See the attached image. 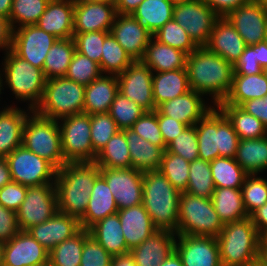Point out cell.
Returning a JSON list of instances; mask_svg holds the SVG:
<instances>
[{
    "mask_svg": "<svg viewBox=\"0 0 267 266\" xmlns=\"http://www.w3.org/2000/svg\"><path fill=\"white\" fill-rule=\"evenodd\" d=\"M189 87L201 95L212 94L216 107L225 100L232 87L233 65L206 46L187 55Z\"/></svg>",
    "mask_w": 267,
    "mask_h": 266,
    "instance_id": "1",
    "label": "cell"
},
{
    "mask_svg": "<svg viewBox=\"0 0 267 266\" xmlns=\"http://www.w3.org/2000/svg\"><path fill=\"white\" fill-rule=\"evenodd\" d=\"M100 167L96 163H66L57 171L58 211L80 219L86 212Z\"/></svg>",
    "mask_w": 267,
    "mask_h": 266,
    "instance_id": "2",
    "label": "cell"
},
{
    "mask_svg": "<svg viewBox=\"0 0 267 266\" xmlns=\"http://www.w3.org/2000/svg\"><path fill=\"white\" fill-rule=\"evenodd\" d=\"M180 194L160 170L143 172L142 205L157 230L176 234Z\"/></svg>",
    "mask_w": 267,
    "mask_h": 266,
    "instance_id": "3",
    "label": "cell"
},
{
    "mask_svg": "<svg viewBox=\"0 0 267 266\" xmlns=\"http://www.w3.org/2000/svg\"><path fill=\"white\" fill-rule=\"evenodd\" d=\"M216 240L222 266H252L261 258L263 238L250 217L224 224Z\"/></svg>",
    "mask_w": 267,
    "mask_h": 266,
    "instance_id": "4",
    "label": "cell"
},
{
    "mask_svg": "<svg viewBox=\"0 0 267 266\" xmlns=\"http://www.w3.org/2000/svg\"><path fill=\"white\" fill-rule=\"evenodd\" d=\"M195 128L199 159L211 162L219 157L235 158L240 139L231 121L218 107H213Z\"/></svg>",
    "mask_w": 267,
    "mask_h": 266,
    "instance_id": "5",
    "label": "cell"
},
{
    "mask_svg": "<svg viewBox=\"0 0 267 266\" xmlns=\"http://www.w3.org/2000/svg\"><path fill=\"white\" fill-rule=\"evenodd\" d=\"M32 113L33 116L28 115L24 123L22 145L59 170L66 164L62 152L60 122L40 116L35 111Z\"/></svg>",
    "mask_w": 267,
    "mask_h": 266,
    "instance_id": "6",
    "label": "cell"
},
{
    "mask_svg": "<svg viewBox=\"0 0 267 266\" xmlns=\"http://www.w3.org/2000/svg\"><path fill=\"white\" fill-rule=\"evenodd\" d=\"M85 86L66 77L46 81L42 101L34 110L45 118L60 120L82 113L84 110Z\"/></svg>",
    "mask_w": 267,
    "mask_h": 266,
    "instance_id": "7",
    "label": "cell"
},
{
    "mask_svg": "<svg viewBox=\"0 0 267 266\" xmlns=\"http://www.w3.org/2000/svg\"><path fill=\"white\" fill-rule=\"evenodd\" d=\"M224 224L217 215L211 198L181 192L177 235L217 237Z\"/></svg>",
    "mask_w": 267,
    "mask_h": 266,
    "instance_id": "8",
    "label": "cell"
},
{
    "mask_svg": "<svg viewBox=\"0 0 267 266\" xmlns=\"http://www.w3.org/2000/svg\"><path fill=\"white\" fill-rule=\"evenodd\" d=\"M4 74L7 85L16 99L29 100L30 111H34L42 101L46 77L42 69L17 56L11 49L6 51Z\"/></svg>",
    "mask_w": 267,
    "mask_h": 266,
    "instance_id": "9",
    "label": "cell"
},
{
    "mask_svg": "<svg viewBox=\"0 0 267 266\" xmlns=\"http://www.w3.org/2000/svg\"><path fill=\"white\" fill-rule=\"evenodd\" d=\"M60 120L63 121L59 127L66 163H94L97 154L91 143V115L82 112Z\"/></svg>",
    "mask_w": 267,
    "mask_h": 266,
    "instance_id": "10",
    "label": "cell"
},
{
    "mask_svg": "<svg viewBox=\"0 0 267 266\" xmlns=\"http://www.w3.org/2000/svg\"><path fill=\"white\" fill-rule=\"evenodd\" d=\"M6 160L14 182L27 187L55 182L58 170L23 145L14 149Z\"/></svg>",
    "mask_w": 267,
    "mask_h": 266,
    "instance_id": "11",
    "label": "cell"
},
{
    "mask_svg": "<svg viewBox=\"0 0 267 266\" xmlns=\"http://www.w3.org/2000/svg\"><path fill=\"white\" fill-rule=\"evenodd\" d=\"M58 211L55 183L28 186L25 199L17 211L21 231L46 222Z\"/></svg>",
    "mask_w": 267,
    "mask_h": 266,
    "instance_id": "12",
    "label": "cell"
},
{
    "mask_svg": "<svg viewBox=\"0 0 267 266\" xmlns=\"http://www.w3.org/2000/svg\"><path fill=\"white\" fill-rule=\"evenodd\" d=\"M220 16L202 0L174 5L173 19L198 46H206Z\"/></svg>",
    "mask_w": 267,
    "mask_h": 266,
    "instance_id": "13",
    "label": "cell"
},
{
    "mask_svg": "<svg viewBox=\"0 0 267 266\" xmlns=\"http://www.w3.org/2000/svg\"><path fill=\"white\" fill-rule=\"evenodd\" d=\"M57 39L37 25H27L13 30L11 50L20 58L43 70L48 51Z\"/></svg>",
    "mask_w": 267,
    "mask_h": 266,
    "instance_id": "14",
    "label": "cell"
},
{
    "mask_svg": "<svg viewBox=\"0 0 267 266\" xmlns=\"http://www.w3.org/2000/svg\"><path fill=\"white\" fill-rule=\"evenodd\" d=\"M153 71L141 61H134L117 76L119 93L141 106L145 111H155L152 85Z\"/></svg>",
    "mask_w": 267,
    "mask_h": 266,
    "instance_id": "15",
    "label": "cell"
},
{
    "mask_svg": "<svg viewBox=\"0 0 267 266\" xmlns=\"http://www.w3.org/2000/svg\"><path fill=\"white\" fill-rule=\"evenodd\" d=\"M118 210L142 204L143 172L137 169L100 168Z\"/></svg>",
    "mask_w": 267,
    "mask_h": 266,
    "instance_id": "16",
    "label": "cell"
},
{
    "mask_svg": "<svg viewBox=\"0 0 267 266\" xmlns=\"http://www.w3.org/2000/svg\"><path fill=\"white\" fill-rule=\"evenodd\" d=\"M247 46L267 40V5L249 2L225 16Z\"/></svg>",
    "mask_w": 267,
    "mask_h": 266,
    "instance_id": "17",
    "label": "cell"
},
{
    "mask_svg": "<svg viewBox=\"0 0 267 266\" xmlns=\"http://www.w3.org/2000/svg\"><path fill=\"white\" fill-rule=\"evenodd\" d=\"M175 252L184 266H222L216 237L176 235Z\"/></svg>",
    "mask_w": 267,
    "mask_h": 266,
    "instance_id": "18",
    "label": "cell"
},
{
    "mask_svg": "<svg viewBox=\"0 0 267 266\" xmlns=\"http://www.w3.org/2000/svg\"><path fill=\"white\" fill-rule=\"evenodd\" d=\"M4 266H48L49 251L28 231H19L3 244Z\"/></svg>",
    "mask_w": 267,
    "mask_h": 266,
    "instance_id": "19",
    "label": "cell"
},
{
    "mask_svg": "<svg viewBox=\"0 0 267 266\" xmlns=\"http://www.w3.org/2000/svg\"><path fill=\"white\" fill-rule=\"evenodd\" d=\"M110 33L134 61H140L152 34L131 14H117Z\"/></svg>",
    "mask_w": 267,
    "mask_h": 266,
    "instance_id": "20",
    "label": "cell"
},
{
    "mask_svg": "<svg viewBox=\"0 0 267 266\" xmlns=\"http://www.w3.org/2000/svg\"><path fill=\"white\" fill-rule=\"evenodd\" d=\"M116 15L114 2H75L74 33L110 31Z\"/></svg>",
    "mask_w": 267,
    "mask_h": 266,
    "instance_id": "21",
    "label": "cell"
},
{
    "mask_svg": "<svg viewBox=\"0 0 267 266\" xmlns=\"http://www.w3.org/2000/svg\"><path fill=\"white\" fill-rule=\"evenodd\" d=\"M81 229L78 218L57 211L46 222L34 225L27 231L44 248L50 251L59 243L73 237Z\"/></svg>",
    "mask_w": 267,
    "mask_h": 266,
    "instance_id": "22",
    "label": "cell"
},
{
    "mask_svg": "<svg viewBox=\"0 0 267 266\" xmlns=\"http://www.w3.org/2000/svg\"><path fill=\"white\" fill-rule=\"evenodd\" d=\"M241 35L226 17H220L214 26L206 47L233 66L246 48Z\"/></svg>",
    "mask_w": 267,
    "mask_h": 266,
    "instance_id": "23",
    "label": "cell"
},
{
    "mask_svg": "<svg viewBox=\"0 0 267 266\" xmlns=\"http://www.w3.org/2000/svg\"><path fill=\"white\" fill-rule=\"evenodd\" d=\"M36 25L58 39L73 38L74 2L50 0Z\"/></svg>",
    "mask_w": 267,
    "mask_h": 266,
    "instance_id": "24",
    "label": "cell"
},
{
    "mask_svg": "<svg viewBox=\"0 0 267 266\" xmlns=\"http://www.w3.org/2000/svg\"><path fill=\"white\" fill-rule=\"evenodd\" d=\"M201 96L198 92L190 90L182 96L160 104L156 110L164 116L172 117L187 126H192L212 109L211 106L205 105Z\"/></svg>",
    "mask_w": 267,
    "mask_h": 266,
    "instance_id": "25",
    "label": "cell"
},
{
    "mask_svg": "<svg viewBox=\"0 0 267 266\" xmlns=\"http://www.w3.org/2000/svg\"><path fill=\"white\" fill-rule=\"evenodd\" d=\"M177 234L171 231L157 230L130 253L137 266H160L175 251ZM175 236V237H174Z\"/></svg>",
    "mask_w": 267,
    "mask_h": 266,
    "instance_id": "26",
    "label": "cell"
},
{
    "mask_svg": "<svg viewBox=\"0 0 267 266\" xmlns=\"http://www.w3.org/2000/svg\"><path fill=\"white\" fill-rule=\"evenodd\" d=\"M117 213L121 221L123 236L130 250L157 231L142 204L118 210Z\"/></svg>",
    "mask_w": 267,
    "mask_h": 266,
    "instance_id": "27",
    "label": "cell"
},
{
    "mask_svg": "<svg viewBox=\"0 0 267 266\" xmlns=\"http://www.w3.org/2000/svg\"><path fill=\"white\" fill-rule=\"evenodd\" d=\"M118 212V207L105 178L100 174L93 185L85 214L79 219L82 229L89 230L108 215Z\"/></svg>",
    "mask_w": 267,
    "mask_h": 266,
    "instance_id": "28",
    "label": "cell"
},
{
    "mask_svg": "<svg viewBox=\"0 0 267 266\" xmlns=\"http://www.w3.org/2000/svg\"><path fill=\"white\" fill-rule=\"evenodd\" d=\"M119 93L116 75H101L85 86L84 113L89 115L109 113L111 104Z\"/></svg>",
    "mask_w": 267,
    "mask_h": 266,
    "instance_id": "29",
    "label": "cell"
},
{
    "mask_svg": "<svg viewBox=\"0 0 267 266\" xmlns=\"http://www.w3.org/2000/svg\"><path fill=\"white\" fill-rule=\"evenodd\" d=\"M186 60L185 52L154 40L152 36L140 61L154 72H167L186 68Z\"/></svg>",
    "mask_w": 267,
    "mask_h": 266,
    "instance_id": "30",
    "label": "cell"
},
{
    "mask_svg": "<svg viewBox=\"0 0 267 266\" xmlns=\"http://www.w3.org/2000/svg\"><path fill=\"white\" fill-rule=\"evenodd\" d=\"M124 131L131 158V168L142 172L159 170L164 150L141 138L131 129Z\"/></svg>",
    "mask_w": 267,
    "mask_h": 266,
    "instance_id": "31",
    "label": "cell"
},
{
    "mask_svg": "<svg viewBox=\"0 0 267 266\" xmlns=\"http://www.w3.org/2000/svg\"><path fill=\"white\" fill-rule=\"evenodd\" d=\"M28 114L17 107L0 111V158H6L22 145L23 127Z\"/></svg>",
    "mask_w": 267,
    "mask_h": 266,
    "instance_id": "32",
    "label": "cell"
},
{
    "mask_svg": "<svg viewBox=\"0 0 267 266\" xmlns=\"http://www.w3.org/2000/svg\"><path fill=\"white\" fill-rule=\"evenodd\" d=\"M152 85L156 108L160 104L182 96L191 90L186 68L156 72V75L153 73Z\"/></svg>",
    "mask_w": 267,
    "mask_h": 266,
    "instance_id": "33",
    "label": "cell"
},
{
    "mask_svg": "<svg viewBox=\"0 0 267 266\" xmlns=\"http://www.w3.org/2000/svg\"><path fill=\"white\" fill-rule=\"evenodd\" d=\"M90 235L112 256L130 252L118 213L108 215L89 229Z\"/></svg>",
    "mask_w": 267,
    "mask_h": 266,
    "instance_id": "34",
    "label": "cell"
},
{
    "mask_svg": "<svg viewBox=\"0 0 267 266\" xmlns=\"http://www.w3.org/2000/svg\"><path fill=\"white\" fill-rule=\"evenodd\" d=\"M267 95V79L263 71L255 75L233 74L232 87L220 104L240 106L243 102Z\"/></svg>",
    "mask_w": 267,
    "mask_h": 266,
    "instance_id": "35",
    "label": "cell"
},
{
    "mask_svg": "<svg viewBox=\"0 0 267 266\" xmlns=\"http://www.w3.org/2000/svg\"><path fill=\"white\" fill-rule=\"evenodd\" d=\"M173 10L170 0H143L131 15L153 35L173 19Z\"/></svg>",
    "mask_w": 267,
    "mask_h": 266,
    "instance_id": "36",
    "label": "cell"
},
{
    "mask_svg": "<svg viewBox=\"0 0 267 266\" xmlns=\"http://www.w3.org/2000/svg\"><path fill=\"white\" fill-rule=\"evenodd\" d=\"M211 200L223 224L249 217L244 207L241 189L215 188Z\"/></svg>",
    "mask_w": 267,
    "mask_h": 266,
    "instance_id": "37",
    "label": "cell"
},
{
    "mask_svg": "<svg viewBox=\"0 0 267 266\" xmlns=\"http://www.w3.org/2000/svg\"><path fill=\"white\" fill-rule=\"evenodd\" d=\"M236 162L248 175H257L267 169V138L239 140Z\"/></svg>",
    "mask_w": 267,
    "mask_h": 266,
    "instance_id": "38",
    "label": "cell"
},
{
    "mask_svg": "<svg viewBox=\"0 0 267 266\" xmlns=\"http://www.w3.org/2000/svg\"><path fill=\"white\" fill-rule=\"evenodd\" d=\"M94 163L100 168H131V158L124 130H119L110 138L106 146L97 154Z\"/></svg>",
    "mask_w": 267,
    "mask_h": 266,
    "instance_id": "39",
    "label": "cell"
},
{
    "mask_svg": "<svg viewBox=\"0 0 267 266\" xmlns=\"http://www.w3.org/2000/svg\"><path fill=\"white\" fill-rule=\"evenodd\" d=\"M75 51L73 38L57 39L44 61L43 72L46 79L65 77Z\"/></svg>",
    "mask_w": 267,
    "mask_h": 266,
    "instance_id": "40",
    "label": "cell"
},
{
    "mask_svg": "<svg viewBox=\"0 0 267 266\" xmlns=\"http://www.w3.org/2000/svg\"><path fill=\"white\" fill-rule=\"evenodd\" d=\"M217 107L231 121L240 140L265 137L266 127L262 122L253 115L246 113L239 106L219 104Z\"/></svg>",
    "mask_w": 267,
    "mask_h": 266,
    "instance_id": "41",
    "label": "cell"
},
{
    "mask_svg": "<svg viewBox=\"0 0 267 266\" xmlns=\"http://www.w3.org/2000/svg\"><path fill=\"white\" fill-rule=\"evenodd\" d=\"M89 230L81 229L73 237L59 243L49 251L48 266H80L84 241Z\"/></svg>",
    "mask_w": 267,
    "mask_h": 266,
    "instance_id": "42",
    "label": "cell"
},
{
    "mask_svg": "<svg viewBox=\"0 0 267 266\" xmlns=\"http://www.w3.org/2000/svg\"><path fill=\"white\" fill-rule=\"evenodd\" d=\"M215 188L241 189L248 175L235 158L219 157L210 162Z\"/></svg>",
    "mask_w": 267,
    "mask_h": 266,
    "instance_id": "43",
    "label": "cell"
},
{
    "mask_svg": "<svg viewBox=\"0 0 267 266\" xmlns=\"http://www.w3.org/2000/svg\"><path fill=\"white\" fill-rule=\"evenodd\" d=\"M134 60L110 33L104 40L100 68L102 73L120 75Z\"/></svg>",
    "mask_w": 267,
    "mask_h": 266,
    "instance_id": "44",
    "label": "cell"
},
{
    "mask_svg": "<svg viewBox=\"0 0 267 266\" xmlns=\"http://www.w3.org/2000/svg\"><path fill=\"white\" fill-rule=\"evenodd\" d=\"M215 190L210 162L196 159L190 162L188 186L185 192L203 198H211Z\"/></svg>",
    "mask_w": 267,
    "mask_h": 266,
    "instance_id": "45",
    "label": "cell"
},
{
    "mask_svg": "<svg viewBox=\"0 0 267 266\" xmlns=\"http://www.w3.org/2000/svg\"><path fill=\"white\" fill-rule=\"evenodd\" d=\"M49 2L50 0H13L9 17L12 30L16 27L14 23H19L20 27L36 25Z\"/></svg>",
    "mask_w": 267,
    "mask_h": 266,
    "instance_id": "46",
    "label": "cell"
},
{
    "mask_svg": "<svg viewBox=\"0 0 267 266\" xmlns=\"http://www.w3.org/2000/svg\"><path fill=\"white\" fill-rule=\"evenodd\" d=\"M190 163L179 155L164 151L159 170L180 192L188 186Z\"/></svg>",
    "mask_w": 267,
    "mask_h": 266,
    "instance_id": "47",
    "label": "cell"
},
{
    "mask_svg": "<svg viewBox=\"0 0 267 266\" xmlns=\"http://www.w3.org/2000/svg\"><path fill=\"white\" fill-rule=\"evenodd\" d=\"M157 41L185 52L187 55L195 51L198 46L186 31L174 20L166 22L155 34Z\"/></svg>",
    "mask_w": 267,
    "mask_h": 266,
    "instance_id": "48",
    "label": "cell"
},
{
    "mask_svg": "<svg viewBox=\"0 0 267 266\" xmlns=\"http://www.w3.org/2000/svg\"><path fill=\"white\" fill-rule=\"evenodd\" d=\"M146 111L132 100L118 93L114 98L109 114L120 130L130 129Z\"/></svg>",
    "mask_w": 267,
    "mask_h": 266,
    "instance_id": "49",
    "label": "cell"
},
{
    "mask_svg": "<svg viewBox=\"0 0 267 266\" xmlns=\"http://www.w3.org/2000/svg\"><path fill=\"white\" fill-rule=\"evenodd\" d=\"M102 74L98 63L75 51L65 77L78 84L87 86Z\"/></svg>",
    "mask_w": 267,
    "mask_h": 266,
    "instance_id": "50",
    "label": "cell"
},
{
    "mask_svg": "<svg viewBox=\"0 0 267 266\" xmlns=\"http://www.w3.org/2000/svg\"><path fill=\"white\" fill-rule=\"evenodd\" d=\"M244 207L248 216L267 202V180L247 175L241 187Z\"/></svg>",
    "mask_w": 267,
    "mask_h": 266,
    "instance_id": "51",
    "label": "cell"
},
{
    "mask_svg": "<svg viewBox=\"0 0 267 266\" xmlns=\"http://www.w3.org/2000/svg\"><path fill=\"white\" fill-rule=\"evenodd\" d=\"M120 129L109 113L91 115V143L98 154Z\"/></svg>",
    "mask_w": 267,
    "mask_h": 266,
    "instance_id": "52",
    "label": "cell"
},
{
    "mask_svg": "<svg viewBox=\"0 0 267 266\" xmlns=\"http://www.w3.org/2000/svg\"><path fill=\"white\" fill-rule=\"evenodd\" d=\"M110 31H91L74 33L76 51L87 56L96 63H101L102 46Z\"/></svg>",
    "mask_w": 267,
    "mask_h": 266,
    "instance_id": "53",
    "label": "cell"
},
{
    "mask_svg": "<svg viewBox=\"0 0 267 266\" xmlns=\"http://www.w3.org/2000/svg\"><path fill=\"white\" fill-rule=\"evenodd\" d=\"M167 152L179 155L189 163L199 158L195 125L187 126L178 137L166 147Z\"/></svg>",
    "mask_w": 267,
    "mask_h": 266,
    "instance_id": "54",
    "label": "cell"
},
{
    "mask_svg": "<svg viewBox=\"0 0 267 266\" xmlns=\"http://www.w3.org/2000/svg\"><path fill=\"white\" fill-rule=\"evenodd\" d=\"M141 138L146 139L150 143L161 147L166 150L165 142L158 124L157 110L146 111L138 120L134 122L130 128Z\"/></svg>",
    "mask_w": 267,
    "mask_h": 266,
    "instance_id": "55",
    "label": "cell"
},
{
    "mask_svg": "<svg viewBox=\"0 0 267 266\" xmlns=\"http://www.w3.org/2000/svg\"><path fill=\"white\" fill-rule=\"evenodd\" d=\"M109 254L91 235L84 241L80 266H110Z\"/></svg>",
    "mask_w": 267,
    "mask_h": 266,
    "instance_id": "56",
    "label": "cell"
},
{
    "mask_svg": "<svg viewBox=\"0 0 267 266\" xmlns=\"http://www.w3.org/2000/svg\"><path fill=\"white\" fill-rule=\"evenodd\" d=\"M27 186L11 181L0 189V204L17 212L25 199Z\"/></svg>",
    "mask_w": 267,
    "mask_h": 266,
    "instance_id": "57",
    "label": "cell"
},
{
    "mask_svg": "<svg viewBox=\"0 0 267 266\" xmlns=\"http://www.w3.org/2000/svg\"><path fill=\"white\" fill-rule=\"evenodd\" d=\"M19 231L17 212L6 209L0 204V243L9 242Z\"/></svg>",
    "mask_w": 267,
    "mask_h": 266,
    "instance_id": "58",
    "label": "cell"
},
{
    "mask_svg": "<svg viewBox=\"0 0 267 266\" xmlns=\"http://www.w3.org/2000/svg\"><path fill=\"white\" fill-rule=\"evenodd\" d=\"M234 74L255 75L263 71L257 62L256 51L251 46H246L239 60L233 66Z\"/></svg>",
    "mask_w": 267,
    "mask_h": 266,
    "instance_id": "59",
    "label": "cell"
},
{
    "mask_svg": "<svg viewBox=\"0 0 267 266\" xmlns=\"http://www.w3.org/2000/svg\"><path fill=\"white\" fill-rule=\"evenodd\" d=\"M157 118L159 128L162 134V138L167 146L173 139L179 136L181 132L187 127L180 121L173 119L172 117H167L160 114L157 111Z\"/></svg>",
    "mask_w": 267,
    "mask_h": 266,
    "instance_id": "60",
    "label": "cell"
},
{
    "mask_svg": "<svg viewBox=\"0 0 267 266\" xmlns=\"http://www.w3.org/2000/svg\"><path fill=\"white\" fill-rule=\"evenodd\" d=\"M246 113L259 119L267 128V95L263 98L250 99L243 102L240 106Z\"/></svg>",
    "mask_w": 267,
    "mask_h": 266,
    "instance_id": "61",
    "label": "cell"
},
{
    "mask_svg": "<svg viewBox=\"0 0 267 266\" xmlns=\"http://www.w3.org/2000/svg\"><path fill=\"white\" fill-rule=\"evenodd\" d=\"M220 17H225L230 11L241 5L249 3V0H202Z\"/></svg>",
    "mask_w": 267,
    "mask_h": 266,
    "instance_id": "62",
    "label": "cell"
},
{
    "mask_svg": "<svg viewBox=\"0 0 267 266\" xmlns=\"http://www.w3.org/2000/svg\"><path fill=\"white\" fill-rule=\"evenodd\" d=\"M249 217L259 235L264 238L267 235V202L259 209L255 210Z\"/></svg>",
    "mask_w": 267,
    "mask_h": 266,
    "instance_id": "63",
    "label": "cell"
},
{
    "mask_svg": "<svg viewBox=\"0 0 267 266\" xmlns=\"http://www.w3.org/2000/svg\"><path fill=\"white\" fill-rule=\"evenodd\" d=\"M12 33L9 19L0 16V48L6 50L11 49L12 45Z\"/></svg>",
    "mask_w": 267,
    "mask_h": 266,
    "instance_id": "64",
    "label": "cell"
},
{
    "mask_svg": "<svg viewBox=\"0 0 267 266\" xmlns=\"http://www.w3.org/2000/svg\"><path fill=\"white\" fill-rule=\"evenodd\" d=\"M143 0H115L117 14H132Z\"/></svg>",
    "mask_w": 267,
    "mask_h": 266,
    "instance_id": "65",
    "label": "cell"
},
{
    "mask_svg": "<svg viewBox=\"0 0 267 266\" xmlns=\"http://www.w3.org/2000/svg\"><path fill=\"white\" fill-rule=\"evenodd\" d=\"M250 46L256 51L257 62L261 68H267V40Z\"/></svg>",
    "mask_w": 267,
    "mask_h": 266,
    "instance_id": "66",
    "label": "cell"
},
{
    "mask_svg": "<svg viewBox=\"0 0 267 266\" xmlns=\"http://www.w3.org/2000/svg\"><path fill=\"white\" fill-rule=\"evenodd\" d=\"M110 266H137L133 255L128 252L112 257Z\"/></svg>",
    "mask_w": 267,
    "mask_h": 266,
    "instance_id": "67",
    "label": "cell"
},
{
    "mask_svg": "<svg viewBox=\"0 0 267 266\" xmlns=\"http://www.w3.org/2000/svg\"><path fill=\"white\" fill-rule=\"evenodd\" d=\"M11 173L6 158H0V189L11 182Z\"/></svg>",
    "mask_w": 267,
    "mask_h": 266,
    "instance_id": "68",
    "label": "cell"
},
{
    "mask_svg": "<svg viewBox=\"0 0 267 266\" xmlns=\"http://www.w3.org/2000/svg\"><path fill=\"white\" fill-rule=\"evenodd\" d=\"M160 266H184L179 255L174 251Z\"/></svg>",
    "mask_w": 267,
    "mask_h": 266,
    "instance_id": "69",
    "label": "cell"
},
{
    "mask_svg": "<svg viewBox=\"0 0 267 266\" xmlns=\"http://www.w3.org/2000/svg\"><path fill=\"white\" fill-rule=\"evenodd\" d=\"M12 1L13 0H0V16L9 19L12 10Z\"/></svg>",
    "mask_w": 267,
    "mask_h": 266,
    "instance_id": "70",
    "label": "cell"
},
{
    "mask_svg": "<svg viewBox=\"0 0 267 266\" xmlns=\"http://www.w3.org/2000/svg\"><path fill=\"white\" fill-rule=\"evenodd\" d=\"M265 264H267V245H262L261 258Z\"/></svg>",
    "mask_w": 267,
    "mask_h": 266,
    "instance_id": "71",
    "label": "cell"
},
{
    "mask_svg": "<svg viewBox=\"0 0 267 266\" xmlns=\"http://www.w3.org/2000/svg\"><path fill=\"white\" fill-rule=\"evenodd\" d=\"M4 251L3 244L0 243V266H4Z\"/></svg>",
    "mask_w": 267,
    "mask_h": 266,
    "instance_id": "72",
    "label": "cell"
},
{
    "mask_svg": "<svg viewBox=\"0 0 267 266\" xmlns=\"http://www.w3.org/2000/svg\"><path fill=\"white\" fill-rule=\"evenodd\" d=\"M80 2H98V3H105V2H115V0H79Z\"/></svg>",
    "mask_w": 267,
    "mask_h": 266,
    "instance_id": "73",
    "label": "cell"
},
{
    "mask_svg": "<svg viewBox=\"0 0 267 266\" xmlns=\"http://www.w3.org/2000/svg\"><path fill=\"white\" fill-rule=\"evenodd\" d=\"M173 5L190 2L192 0H170Z\"/></svg>",
    "mask_w": 267,
    "mask_h": 266,
    "instance_id": "74",
    "label": "cell"
},
{
    "mask_svg": "<svg viewBox=\"0 0 267 266\" xmlns=\"http://www.w3.org/2000/svg\"><path fill=\"white\" fill-rule=\"evenodd\" d=\"M252 266H267L261 259L257 260Z\"/></svg>",
    "mask_w": 267,
    "mask_h": 266,
    "instance_id": "75",
    "label": "cell"
},
{
    "mask_svg": "<svg viewBox=\"0 0 267 266\" xmlns=\"http://www.w3.org/2000/svg\"><path fill=\"white\" fill-rule=\"evenodd\" d=\"M250 2L253 3H260V4H266L267 5V0H249Z\"/></svg>",
    "mask_w": 267,
    "mask_h": 266,
    "instance_id": "76",
    "label": "cell"
},
{
    "mask_svg": "<svg viewBox=\"0 0 267 266\" xmlns=\"http://www.w3.org/2000/svg\"><path fill=\"white\" fill-rule=\"evenodd\" d=\"M262 245H267V235L263 238Z\"/></svg>",
    "mask_w": 267,
    "mask_h": 266,
    "instance_id": "77",
    "label": "cell"
},
{
    "mask_svg": "<svg viewBox=\"0 0 267 266\" xmlns=\"http://www.w3.org/2000/svg\"><path fill=\"white\" fill-rule=\"evenodd\" d=\"M0 75H1V74H0ZM1 79H2V78H1V76H0V94L2 93V92H1V89H2V88H1V87L3 86V85H2L3 83H2V80H1Z\"/></svg>",
    "mask_w": 267,
    "mask_h": 266,
    "instance_id": "78",
    "label": "cell"
},
{
    "mask_svg": "<svg viewBox=\"0 0 267 266\" xmlns=\"http://www.w3.org/2000/svg\"><path fill=\"white\" fill-rule=\"evenodd\" d=\"M263 73H264V75L266 76V79H267V68L263 69Z\"/></svg>",
    "mask_w": 267,
    "mask_h": 266,
    "instance_id": "79",
    "label": "cell"
},
{
    "mask_svg": "<svg viewBox=\"0 0 267 266\" xmlns=\"http://www.w3.org/2000/svg\"><path fill=\"white\" fill-rule=\"evenodd\" d=\"M70 1L75 3V2H78L79 0H70Z\"/></svg>",
    "mask_w": 267,
    "mask_h": 266,
    "instance_id": "80",
    "label": "cell"
}]
</instances>
